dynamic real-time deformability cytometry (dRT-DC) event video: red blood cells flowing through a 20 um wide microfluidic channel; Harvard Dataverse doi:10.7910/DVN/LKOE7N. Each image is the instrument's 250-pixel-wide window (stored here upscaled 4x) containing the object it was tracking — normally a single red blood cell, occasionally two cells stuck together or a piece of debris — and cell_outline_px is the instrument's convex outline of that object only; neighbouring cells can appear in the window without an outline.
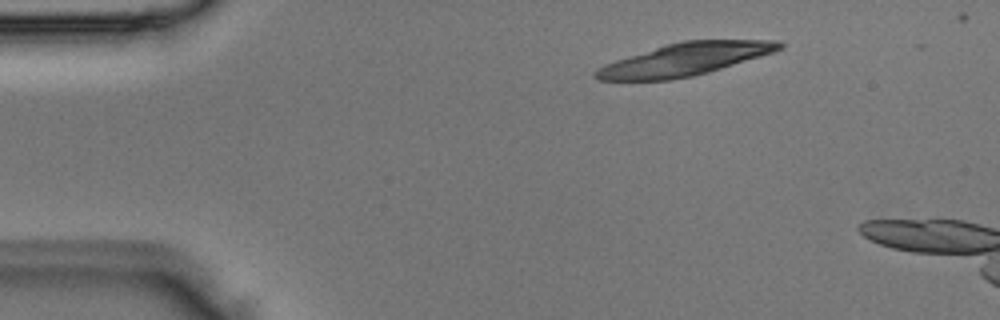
{"species": "Egyptian fruit bat (a non-hibernating species)", "species_latin": "Rousettus aegyptiacus", "temperature_condition": "room temperature", "stored_images_in_passage": 4, "camera_frame_rate_fps": 3000, "um_per_image_px": 0.085, "animal": {"sex": "male"}, "frame": {"image": 1, "passage_image": 2, "time_ms": 0.333, "image_size_px": [1000, 320], "cell_outline_px": [[784, 48], [760, 56], [708, 72], [692, 76], [672, 80], [596, 80], [592, 76], [592, 72], [596, 68], [616, 60], [668, 44], [684, 40], [776, 40], [784, 44]], "centroid_in_image_um": [58.18, 5.06], "position_along_channel_um": 26.8, "area_um2": 34.39}}